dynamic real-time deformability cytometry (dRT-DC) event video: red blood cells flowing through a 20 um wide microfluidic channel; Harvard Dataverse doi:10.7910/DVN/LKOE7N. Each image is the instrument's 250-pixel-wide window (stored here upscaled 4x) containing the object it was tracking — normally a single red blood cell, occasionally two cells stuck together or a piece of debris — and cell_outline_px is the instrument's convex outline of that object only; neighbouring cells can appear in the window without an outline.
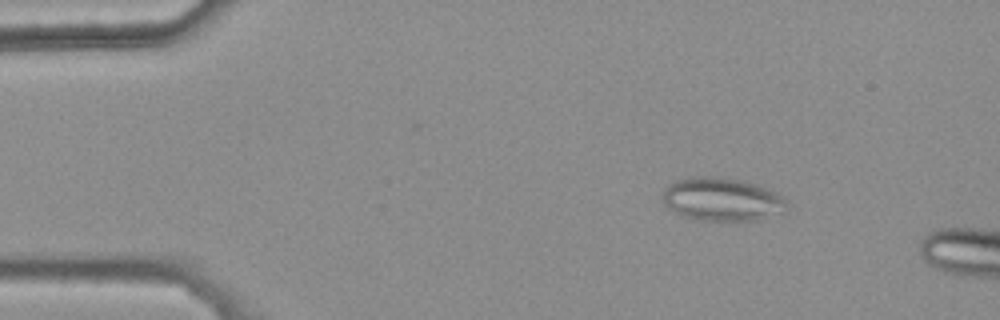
{"species": "common noctule bat (a hibernating species)", "species_latin": "Nyctalus noctula", "temperature_condition": "warm", "stored_images_in_passage": 13, "camera_frame_rate_fps": 3000, "um_per_image_px": 0.085, "animal": {"sex": "female", "body_mass_g": 25.1}, "frame": {"image": 1, "passage_image": 8, "time_ms": 2.333, "image_size_px": [1000, 320], "cell_outline_px": [[788, 204], [756, 220], [696, 220], [680, 216], [668, 208], [664, 204], [660, 196], [664, 188], [668, 184], [676, 180], [692, 176], [704, 176], [740, 180], [756, 184], [768, 188], [776, 192]], "centroid_in_image_um": [61.2, 16.92], "position_along_channel_um": 23.8, "area_um2": 30.81}}